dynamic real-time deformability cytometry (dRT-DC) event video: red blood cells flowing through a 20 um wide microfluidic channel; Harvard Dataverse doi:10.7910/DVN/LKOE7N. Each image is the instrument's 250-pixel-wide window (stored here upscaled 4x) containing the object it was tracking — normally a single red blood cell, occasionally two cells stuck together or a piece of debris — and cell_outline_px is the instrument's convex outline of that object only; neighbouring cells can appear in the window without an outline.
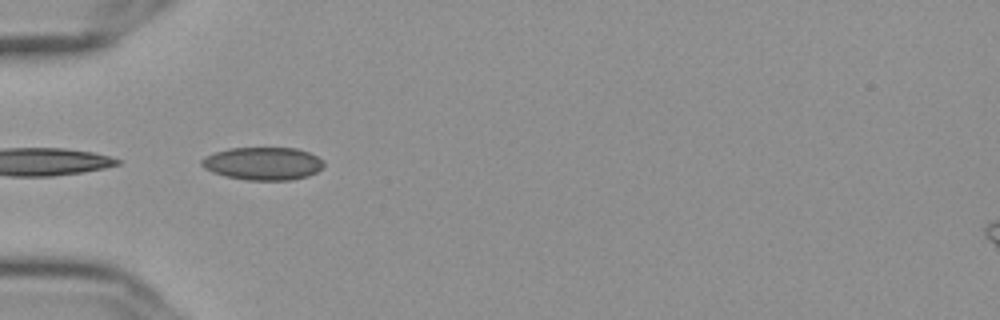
{"species": "Egyptian fruit bat (a non-hibernating species)", "species_latin": "Rousettus aegyptiacus", "temperature_condition": "cold", "stored_images_in_passage": 4, "camera_frame_rate_fps": 3000, "um_per_image_px": 0.085, "frame": {"image": 1, "passage_image": 2, "time_ms": 0.333, "image_size_px": [1000, 320], "cell_outline_px": [[324, 164], [316, 172], [308, 176], [292, 180], [244, 180], [224, 176], [212, 172], [204, 168], [200, 164], [200, 160], [204, 156], [216, 152], [232, 148], [296, 148], [308, 152], [324, 160]], "centroid_in_image_um": [22.33, 13.91], "position_along_channel_um": 62.7, "area_um2": 23.47}}